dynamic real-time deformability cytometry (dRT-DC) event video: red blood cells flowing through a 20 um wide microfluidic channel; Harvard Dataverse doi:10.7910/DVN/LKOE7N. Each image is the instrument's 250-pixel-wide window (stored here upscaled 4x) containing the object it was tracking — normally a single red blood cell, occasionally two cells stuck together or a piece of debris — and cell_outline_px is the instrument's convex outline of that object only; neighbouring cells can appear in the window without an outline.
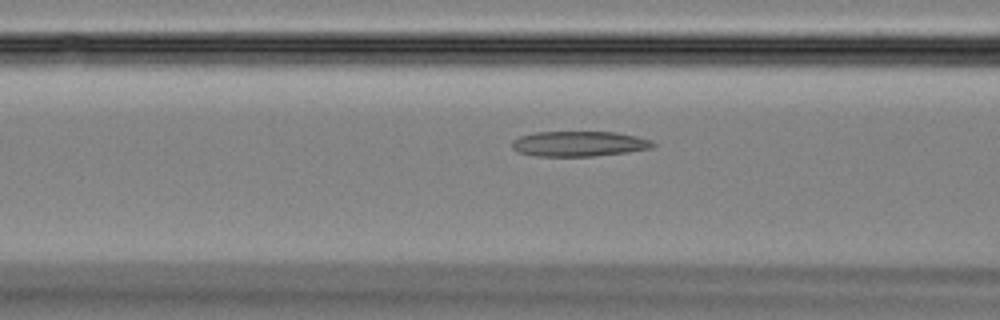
{"species": "Egyptian fruit bat (a non-hibernating species)", "species_latin": "Rousettus aegyptiacus", "temperature_condition": "room temperature", "stored_images_in_passage": 44, "camera_frame_rate_fps": 3000, "um_per_image_px": 0.085, "animal": {"sex": "female"}, "frame": {"image": 1, "passage_image": 17, "time_ms": 5.333, "image_size_px": [1000, 320], "cell_outline_px": [[656, 144], [652, 148], [628, 152], [592, 156], [536, 156], [516, 152], [512, 148], [512, 140], [520, 136], [536, 132], [616, 132], [636, 136], [652, 140]], "centroid_in_image_um": [49.21, 12.22], "position_along_channel_um": 117.4, "area_um2": 20.81}}
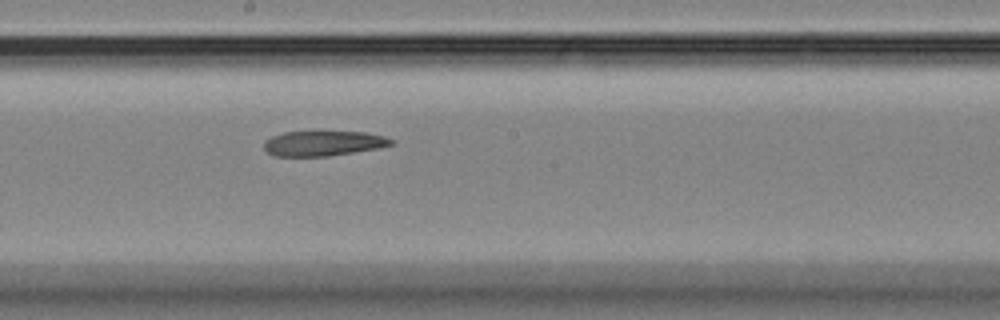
{"frame": {"image": 2, "passage_image": 24, "time_ms": 7.667, "image_size_px": [1000, 320], "cell_outline_px": [[396, 144], [380, 148], [328, 156], [272, 156], [264, 148], [264, 140], [272, 136], [284, 132], [364, 132], [384, 136], [396, 140]], "centroid_in_image_um": [27.52, 12.19], "position_along_channel_um": 220.7, "area_um2": 18.67}}
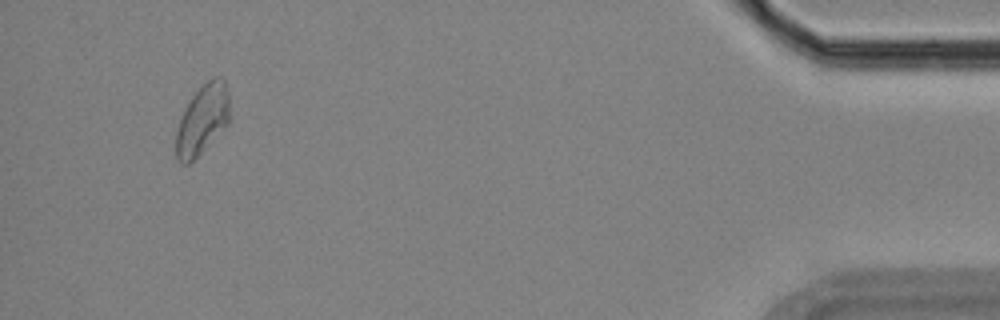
{"frame": {"image": 3, "passage_image": 42, "time_ms": 13.667, "image_size_px": [1000, 320], "cell_outline_px": [[228, 124], [188, 164], [180, 164], [176, 160], [176, 132], [184, 108], [192, 96], [212, 76], [220, 76], [224, 80], [228, 92]], "centroid_in_image_um": [17.18, 10.15], "position_along_channel_um": 418.0, "area_um2": 21.39}}